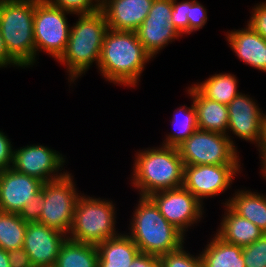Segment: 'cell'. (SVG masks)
Returning <instances> with one entry per match:
<instances>
[{
	"label": "cell",
	"mask_w": 266,
	"mask_h": 267,
	"mask_svg": "<svg viewBox=\"0 0 266 267\" xmlns=\"http://www.w3.org/2000/svg\"><path fill=\"white\" fill-rule=\"evenodd\" d=\"M138 200L126 234L139 251L160 257L178 250L185 243V236L161 215L149 197L139 196Z\"/></svg>",
	"instance_id": "obj_4"
},
{
	"label": "cell",
	"mask_w": 266,
	"mask_h": 267,
	"mask_svg": "<svg viewBox=\"0 0 266 267\" xmlns=\"http://www.w3.org/2000/svg\"><path fill=\"white\" fill-rule=\"evenodd\" d=\"M189 35L194 31L202 29L208 20L207 9L197 0H192V6L189 8Z\"/></svg>",
	"instance_id": "obj_33"
},
{
	"label": "cell",
	"mask_w": 266,
	"mask_h": 267,
	"mask_svg": "<svg viewBox=\"0 0 266 267\" xmlns=\"http://www.w3.org/2000/svg\"><path fill=\"white\" fill-rule=\"evenodd\" d=\"M229 125L227 136L231 143L237 148L234 137L256 144L258 151L262 149L264 113L248 94L242 92L237 95L228 105ZM230 132V133H229ZM232 132V134H231Z\"/></svg>",
	"instance_id": "obj_13"
},
{
	"label": "cell",
	"mask_w": 266,
	"mask_h": 267,
	"mask_svg": "<svg viewBox=\"0 0 266 267\" xmlns=\"http://www.w3.org/2000/svg\"><path fill=\"white\" fill-rule=\"evenodd\" d=\"M192 6V0H183L177 2V0H172V25L178 31V33L183 36L184 34H189V8Z\"/></svg>",
	"instance_id": "obj_31"
},
{
	"label": "cell",
	"mask_w": 266,
	"mask_h": 267,
	"mask_svg": "<svg viewBox=\"0 0 266 267\" xmlns=\"http://www.w3.org/2000/svg\"><path fill=\"white\" fill-rule=\"evenodd\" d=\"M162 267H203L200 253L192 255L185 250L184 244L173 252L159 257Z\"/></svg>",
	"instance_id": "obj_28"
},
{
	"label": "cell",
	"mask_w": 266,
	"mask_h": 267,
	"mask_svg": "<svg viewBox=\"0 0 266 267\" xmlns=\"http://www.w3.org/2000/svg\"><path fill=\"white\" fill-rule=\"evenodd\" d=\"M72 173L68 172L60 179L44 182L42 185L43 210L39 223L69 234L75 207L82 195L76 189Z\"/></svg>",
	"instance_id": "obj_7"
},
{
	"label": "cell",
	"mask_w": 266,
	"mask_h": 267,
	"mask_svg": "<svg viewBox=\"0 0 266 267\" xmlns=\"http://www.w3.org/2000/svg\"><path fill=\"white\" fill-rule=\"evenodd\" d=\"M245 267H266V234L242 247Z\"/></svg>",
	"instance_id": "obj_29"
},
{
	"label": "cell",
	"mask_w": 266,
	"mask_h": 267,
	"mask_svg": "<svg viewBox=\"0 0 266 267\" xmlns=\"http://www.w3.org/2000/svg\"><path fill=\"white\" fill-rule=\"evenodd\" d=\"M227 31L226 39L238 59L253 69L266 72V40L248 25Z\"/></svg>",
	"instance_id": "obj_18"
},
{
	"label": "cell",
	"mask_w": 266,
	"mask_h": 267,
	"mask_svg": "<svg viewBox=\"0 0 266 267\" xmlns=\"http://www.w3.org/2000/svg\"><path fill=\"white\" fill-rule=\"evenodd\" d=\"M26 227L18 213L0 211V247L5 251L23 248Z\"/></svg>",
	"instance_id": "obj_27"
},
{
	"label": "cell",
	"mask_w": 266,
	"mask_h": 267,
	"mask_svg": "<svg viewBox=\"0 0 266 267\" xmlns=\"http://www.w3.org/2000/svg\"><path fill=\"white\" fill-rule=\"evenodd\" d=\"M151 59L153 58L145 51L135 31L108 29L97 69L105 81L134 88Z\"/></svg>",
	"instance_id": "obj_1"
},
{
	"label": "cell",
	"mask_w": 266,
	"mask_h": 267,
	"mask_svg": "<svg viewBox=\"0 0 266 267\" xmlns=\"http://www.w3.org/2000/svg\"><path fill=\"white\" fill-rule=\"evenodd\" d=\"M225 200L223 206L228 205L236 214L248 219L266 234V194H259L245 187Z\"/></svg>",
	"instance_id": "obj_22"
},
{
	"label": "cell",
	"mask_w": 266,
	"mask_h": 267,
	"mask_svg": "<svg viewBox=\"0 0 266 267\" xmlns=\"http://www.w3.org/2000/svg\"><path fill=\"white\" fill-rule=\"evenodd\" d=\"M240 166L184 165L183 186L204 204V198L220 196L232 186L236 174H241Z\"/></svg>",
	"instance_id": "obj_11"
},
{
	"label": "cell",
	"mask_w": 266,
	"mask_h": 267,
	"mask_svg": "<svg viewBox=\"0 0 266 267\" xmlns=\"http://www.w3.org/2000/svg\"><path fill=\"white\" fill-rule=\"evenodd\" d=\"M110 199L86 196L79 197L68 239L98 245L117 236L116 218L118 211Z\"/></svg>",
	"instance_id": "obj_6"
},
{
	"label": "cell",
	"mask_w": 266,
	"mask_h": 267,
	"mask_svg": "<svg viewBox=\"0 0 266 267\" xmlns=\"http://www.w3.org/2000/svg\"><path fill=\"white\" fill-rule=\"evenodd\" d=\"M0 267H10L8 251L0 247Z\"/></svg>",
	"instance_id": "obj_40"
},
{
	"label": "cell",
	"mask_w": 266,
	"mask_h": 267,
	"mask_svg": "<svg viewBox=\"0 0 266 267\" xmlns=\"http://www.w3.org/2000/svg\"><path fill=\"white\" fill-rule=\"evenodd\" d=\"M10 267H34L24 248L8 251Z\"/></svg>",
	"instance_id": "obj_36"
},
{
	"label": "cell",
	"mask_w": 266,
	"mask_h": 267,
	"mask_svg": "<svg viewBox=\"0 0 266 267\" xmlns=\"http://www.w3.org/2000/svg\"><path fill=\"white\" fill-rule=\"evenodd\" d=\"M51 5L74 15L91 14L100 10L101 0H47Z\"/></svg>",
	"instance_id": "obj_30"
},
{
	"label": "cell",
	"mask_w": 266,
	"mask_h": 267,
	"mask_svg": "<svg viewBox=\"0 0 266 267\" xmlns=\"http://www.w3.org/2000/svg\"><path fill=\"white\" fill-rule=\"evenodd\" d=\"M172 0H154L148 16L135 31L145 51L155 58L168 44L182 36L172 25Z\"/></svg>",
	"instance_id": "obj_14"
},
{
	"label": "cell",
	"mask_w": 266,
	"mask_h": 267,
	"mask_svg": "<svg viewBox=\"0 0 266 267\" xmlns=\"http://www.w3.org/2000/svg\"><path fill=\"white\" fill-rule=\"evenodd\" d=\"M64 157L66 156L48 146L26 145L14 149L11 168L43 182H49L60 179L68 173L67 170L62 171L65 170L63 169L66 162Z\"/></svg>",
	"instance_id": "obj_12"
},
{
	"label": "cell",
	"mask_w": 266,
	"mask_h": 267,
	"mask_svg": "<svg viewBox=\"0 0 266 267\" xmlns=\"http://www.w3.org/2000/svg\"><path fill=\"white\" fill-rule=\"evenodd\" d=\"M77 17L70 28L65 52L57 60L66 67L70 84L85 75L93 62L98 67L104 37L109 29L101 10Z\"/></svg>",
	"instance_id": "obj_3"
},
{
	"label": "cell",
	"mask_w": 266,
	"mask_h": 267,
	"mask_svg": "<svg viewBox=\"0 0 266 267\" xmlns=\"http://www.w3.org/2000/svg\"><path fill=\"white\" fill-rule=\"evenodd\" d=\"M43 210V199H42V188L41 192L32 200L30 203L26 204L19 216L26 223L39 222V217Z\"/></svg>",
	"instance_id": "obj_34"
},
{
	"label": "cell",
	"mask_w": 266,
	"mask_h": 267,
	"mask_svg": "<svg viewBox=\"0 0 266 267\" xmlns=\"http://www.w3.org/2000/svg\"><path fill=\"white\" fill-rule=\"evenodd\" d=\"M20 67L10 56L8 53V50L6 48L2 33H1V28H0V69L2 67Z\"/></svg>",
	"instance_id": "obj_38"
},
{
	"label": "cell",
	"mask_w": 266,
	"mask_h": 267,
	"mask_svg": "<svg viewBox=\"0 0 266 267\" xmlns=\"http://www.w3.org/2000/svg\"><path fill=\"white\" fill-rule=\"evenodd\" d=\"M215 233L222 240L244 247L261 238L265 233L248 219L240 217L228 205Z\"/></svg>",
	"instance_id": "obj_20"
},
{
	"label": "cell",
	"mask_w": 266,
	"mask_h": 267,
	"mask_svg": "<svg viewBox=\"0 0 266 267\" xmlns=\"http://www.w3.org/2000/svg\"><path fill=\"white\" fill-rule=\"evenodd\" d=\"M68 14L71 15L51 5L47 0H34L33 33L36 61L41 51L56 61L65 52L71 28L66 17Z\"/></svg>",
	"instance_id": "obj_8"
},
{
	"label": "cell",
	"mask_w": 266,
	"mask_h": 267,
	"mask_svg": "<svg viewBox=\"0 0 266 267\" xmlns=\"http://www.w3.org/2000/svg\"><path fill=\"white\" fill-rule=\"evenodd\" d=\"M148 197L161 215L185 237L188 229L199 223L205 213V206L184 186L156 192Z\"/></svg>",
	"instance_id": "obj_10"
},
{
	"label": "cell",
	"mask_w": 266,
	"mask_h": 267,
	"mask_svg": "<svg viewBox=\"0 0 266 267\" xmlns=\"http://www.w3.org/2000/svg\"><path fill=\"white\" fill-rule=\"evenodd\" d=\"M177 148L184 165H241L237 148L225 134L197 129Z\"/></svg>",
	"instance_id": "obj_9"
},
{
	"label": "cell",
	"mask_w": 266,
	"mask_h": 267,
	"mask_svg": "<svg viewBox=\"0 0 266 267\" xmlns=\"http://www.w3.org/2000/svg\"><path fill=\"white\" fill-rule=\"evenodd\" d=\"M266 146V113H264V125H263V143L262 148Z\"/></svg>",
	"instance_id": "obj_41"
},
{
	"label": "cell",
	"mask_w": 266,
	"mask_h": 267,
	"mask_svg": "<svg viewBox=\"0 0 266 267\" xmlns=\"http://www.w3.org/2000/svg\"><path fill=\"white\" fill-rule=\"evenodd\" d=\"M191 101V107L184 104L176 108L177 110H175L176 112L173 114L172 121L170 122L174 131L171 130L169 134L165 135L166 138L161 145L178 147L198 129L196 110L192 98Z\"/></svg>",
	"instance_id": "obj_26"
},
{
	"label": "cell",
	"mask_w": 266,
	"mask_h": 267,
	"mask_svg": "<svg viewBox=\"0 0 266 267\" xmlns=\"http://www.w3.org/2000/svg\"><path fill=\"white\" fill-rule=\"evenodd\" d=\"M259 159H261V174L264 180H266V146L259 151Z\"/></svg>",
	"instance_id": "obj_39"
},
{
	"label": "cell",
	"mask_w": 266,
	"mask_h": 267,
	"mask_svg": "<svg viewBox=\"0 0 266 267\" xmlns=\"http://www.w3.org/2000/svg\"><path fill=\"white\" fill-rule=\"evenodd\" d=\"M213 236L200 253L203 267H245L241 246Z\"/></svg>",
	"instance_id": "obj_23"
},
{
	"label": "cell",
	"mask_w": 266,
	"mask_h": 267,
	"mask_svg": "<svg viewBox=\"0 0 266 267\" xmlns=\"http://www.w3.org/2000/svg\"><path fill=\"white\" fill-rule=\"evenodd\" d=\"M238 80L232 73H215L202 82L192 85L206 98L228 105L241 92Z\"/></svg>",
	"instance_id": "obj_24"
},
{
	"label": "cell",
	"mask_w": 266,
	"mask_h": 267,
	"mask_svg": "<svg viewBox=\"0 0 266 267\" xmlns=\"http://www.w3.org/2000/svg\"><path fill=\"white\" fill-rule=\"evenodd\" d=\"M8 136L0 131V170L9 169L13 163V145Z\"/></svg>",
	"instance_id": "obj_35"
},
{
	"label": "cell",
	"mask_w": 266,
	"mask_h": 267,
	"mask_svg": "<svg viewBox=\"0 0 266 267\" xmlns=\"http://www.w3.org/2000/svg\"><path fill=\"white\" fill-rule=\"evenodd\" d=\"M131 176L139 196L183 186L184 163L177 147L160 145L138 150Z\"/></svg>",
	"instance_id": "obj_2"
},
{
	"label": "cell",
	"mask_w": 266,
	"mask_h": 267,
	"mask_svg": "<svg viewBox=\"0 0 266 267\" xmlns=\"http://www.w3.org/2000/svg\"><path fill=\"white\" fill-rule=\"evenodd\" d=\"M8 0H0V5Z\"/></svg>",
	"instance_id": "obj_42"
},
{
	"label": "cell",
	"mask_w": 266,
	"mask_h": 267,
	"mask_svg": "<svg viewBox=\"0 0 266 267\" xmlns=\"http://www.w3.org/2000/svg\"><path fill=\"white\" fill-rule=\"evenodd\" d=\"M98 258L96 245L67 239L54 267H98Z\"/></svg>",
	"instance_id": "obj_25"
},
{
	"label": "cell",
	"mask_w": 266,
	"mask_h": 267,
	"mask_svg": "<svg viewBox=\"0 0 266 267\" xmlns=\"http://www.w3.org/2000/svg\"><path fill=\"white\" fill-rule=\"evenodd\" d=\"M130 267H162V265L158 256L139 252Z\"/></svg>",
	"instance_id": "obj_37"
},
{
	"label": "cell",
	"mask_w": 266,
	"mask_h": 267,
	"mask_svg": "<svg viewBox=\"0 0 266 267\" xmlns=\"http://www.w3.org/2000/svg\"><path fill=\"white\" fill-rule=\"evenodd\" d=\"M33 24L34 0H8L0 5V28L6 48L23 69L36 65Z\"/></svg>",
	"instance_id": "obj_5"
},
{
	"label": "cell",
	"mask_w": 266,
	"mask_h": 267,
	"mask_svg": "<svg viewBox=\"0 0 266 267\" xmlns=\"http://www.w3.org/2000/svg\"><path fill=\"white\" fill-rule=\"evenodd\" d=\"M43 183L11 167L0 170V211L19 214L41 192Z\"/></svg>",
	"instance_id": "obj_15"
},
{
	"label": "cell",
	"mask_w": 266,
	"mask_h": 267,
	"mask_svg": "<svg viewBox=\"0 0 266 267\" xmlns=\"http://www.w3.org/2000/svg\"><path fill=\"white\" fill-rule=\"evenodd\" d=\"M68 236L39 222L27 223L23 248L34 267H54Z\"/></svg>",
	"instance_id": "obj_16"
},
{
	"label": "cell",
	"mask_w": 266,
	"mask_h": 267,
	"mask_svg": "<svg viewBox=\"0 0 266 267\" xmlns=\"http://www.w3.org/2000/svg\"><path fill=\"white\" fill-rule=\"evenodd\" d=\"M96 247L99 255L98 267H130L140 252L126 232L107 239Z\"/></svg>",
	"instance_id": "obj_21"
},
{
	"label": "cell",
	"mask_w": 266,
	"mask_h": 267,
	"mask_svg": "<svg viewBox=\"0 0 266 267\" xmlns=\"http://www.w3.org/2000/svg\"><path fill=\"white\" fill-rule=\"evenodd\" d=\"M154 0H101L100 10L109 29L136 31L152 7Z\"/></svg>",
	"instance_id": "obj_17"
},
{
	"label": "cell",
	"mask_w": 266,
	"mask_h": 267,
	"mask_svg": "<svg viewBox=\"0 0 266 267\" xmlns=\"http://www.w3.org/2000/svg\"><path fill=\"white\" fill-rule=\"evenodd\" d=\"M186 92L195 106L198 129L226 135L229 125L227 105L204 97L193 85Z\"/></svg>",
	"instance_id": "obj_19"
},
{
	"label": "cell",
	"mask_w": 266,
	"mask_h": 267,
	"mask_svg": "<svg viewBox=\"0 0 266 267\" xmlns=\"http://www.w3.org/2000/svg\"><path fill=\"white\" fill-rule=\"evenodd\" d=\"M259 3L252 7L247 25L266 40V1Z\"/></svg>",
	"instance_id": "obj_32"
}]
</instances>
